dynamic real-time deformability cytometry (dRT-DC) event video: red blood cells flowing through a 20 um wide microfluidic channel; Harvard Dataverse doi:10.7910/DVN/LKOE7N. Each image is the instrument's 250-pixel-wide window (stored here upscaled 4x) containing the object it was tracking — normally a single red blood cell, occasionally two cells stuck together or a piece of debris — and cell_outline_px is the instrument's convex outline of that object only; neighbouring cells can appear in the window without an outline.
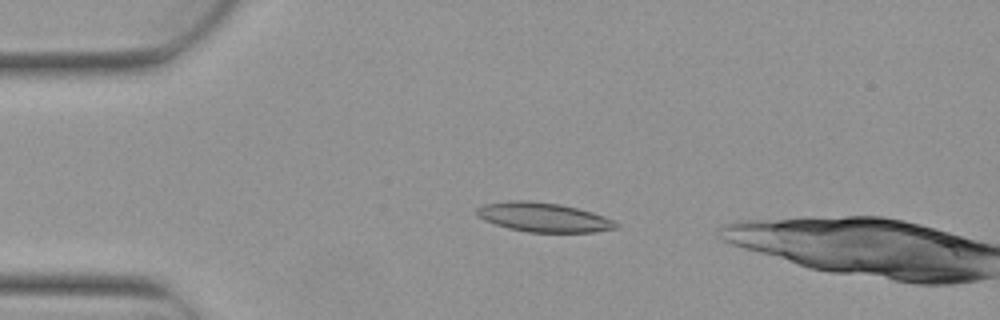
{"species": "Egyptian fruit bat (a non-hibernating species)", "species_latin": "Rousettus aegyptiacus", "temperature_condition": "warm", "stored_images_in_passage": 2, "camera_frame_rate_fps": 3000, "um_per_image_px": 0.085, "animal": {"sex": "female"}, "frame": {"image": 1, "passage_image": 1, "time_ms": 0.0, "image_size_px": [1000, 320], "cell_outline_px": [[620, 228], [592, 232], [528, 232], [508, 228], [484, 220], [476, 216], [476, 208], [484, 204], [508, 200], [528, 200], [560, 204], [592, 212], [604, 216], [620, 224]], "centroid_in_image_um": [46.19, 18.46], "position_along_channel_um": 38.8, "area_um2": 23.87}}